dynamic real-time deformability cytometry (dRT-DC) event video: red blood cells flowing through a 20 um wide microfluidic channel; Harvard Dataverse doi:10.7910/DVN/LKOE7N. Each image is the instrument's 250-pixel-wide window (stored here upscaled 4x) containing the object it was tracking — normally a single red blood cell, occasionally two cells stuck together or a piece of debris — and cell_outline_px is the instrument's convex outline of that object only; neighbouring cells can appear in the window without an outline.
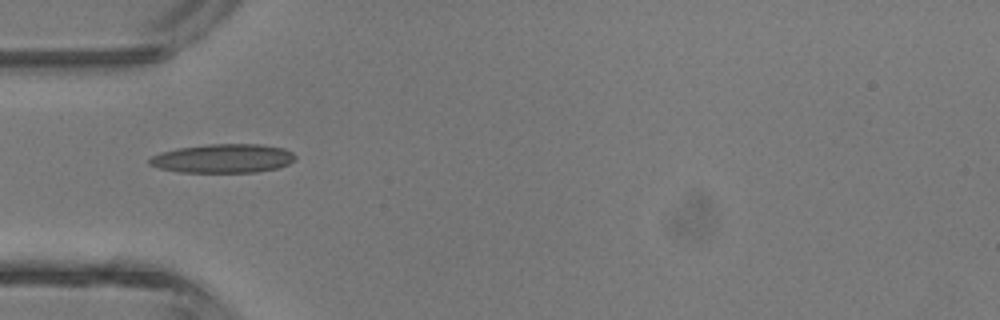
{"species": "common noctule bat (a hibernating species)", "species_latin": "Nyctalus noctula", "temperature_condition": "room temperature", "stored_images_in_passage": 1, "camera_frame_rate_fps": 3000, "um_per_image_px": 0.085, "animal": {"sex": "male", "body_mass_g": 13.3}, "frame": {"image": 1, "passage_image": 1, "time_ms": 0.0, "image_size_px": [1000, 320], "cell_outline_px": [[296, 160], [280, 168], [256, 172], [180, 172], [160, 168], [148, 164], [148, 160], [152, 156], [160, 152], [176, 148], [208, 144], [260, 144], [284, 148], [292, 152], [296, 156]], "centroid_in_image_um": [18.98, 13.46], "position_along_channel_um": 66.0, "area_um2": 24.74}}